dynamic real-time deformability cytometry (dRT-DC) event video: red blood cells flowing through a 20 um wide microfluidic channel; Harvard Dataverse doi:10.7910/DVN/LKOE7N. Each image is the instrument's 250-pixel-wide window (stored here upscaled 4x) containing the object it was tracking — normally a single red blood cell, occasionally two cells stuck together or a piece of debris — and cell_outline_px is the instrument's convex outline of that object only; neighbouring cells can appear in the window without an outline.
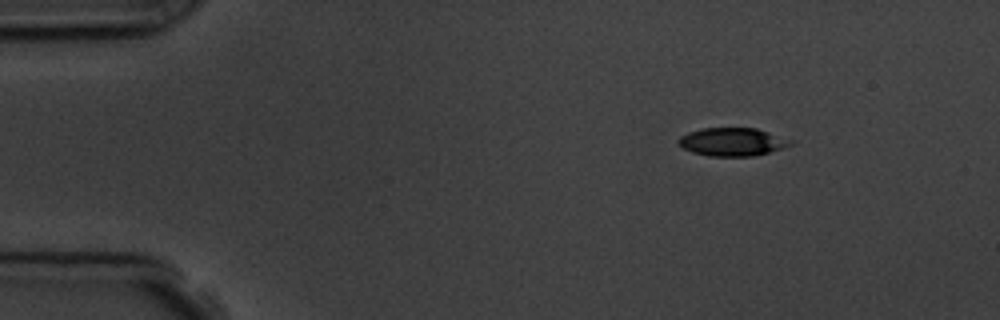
{"species": "common noctule bat (a hibernating species)", "species_latin": "Nyctalus noctula", "temperature_condition": "room temperature", "stored_images_in_passage": 4, "segment_of_instrument_passage": [1, 2], "camera_frame_rate_fps": 3000, "um_per_image_px": 0.085, "animal": {"sex": "male", "body_mass_g": 19.5, "forearm_length_mm": 54.6}, "frame": {"image": 1, "passage_image": 1, "time_ms": 0.0, "image_size_px": [1000, 320], "cell_outline_px": [[792, 144], [768, 152], [752, 156], [708, 156], [692, 152], [684, 148], [676, 140], [680, 136], [688, 132], [704, 128], [756, 128], [792, 140]], "centroid_in_image_um": [62.2, 12.05], "position_along_channel_um": 22.8, "area_um2": 18.15}}